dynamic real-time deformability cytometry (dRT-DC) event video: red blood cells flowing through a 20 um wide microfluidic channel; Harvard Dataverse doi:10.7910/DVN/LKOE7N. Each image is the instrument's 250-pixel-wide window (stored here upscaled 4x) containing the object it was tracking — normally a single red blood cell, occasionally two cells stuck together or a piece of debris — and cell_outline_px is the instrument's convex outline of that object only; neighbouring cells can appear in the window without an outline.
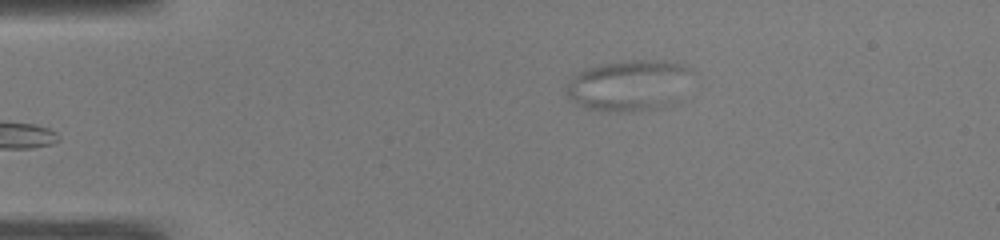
{"species": "common noctule bat (a hibernating species)", "species_latin": "Nyctalus noctula", "temperature_condition": "warm", "stored_images_in_passage": 43, "camera_frame_rate_fps": 3000, "um_per_image_px": 0.085, "animal": {"sex": "male", "body_mass_g": 19.0, "forearm_length_mm": 50.8}, "frame": {"image": 1, "passage_image": 1, "time_ms": 0.0, "image_size_px": [1000, 240], "cell_outline_px": [[692, 72], [652, 108], [624, 112], [608, 112], [584, 108], [568, 100], [564, 88], [576, 72], [584, 68], [600, 64], [624, 60], [664, 60], [680, 64], [688, 68]], "centroid_in_image_um": [53.11, 7.2], "position_along_channel_um": 31.9, "area_um2": 35.32}}
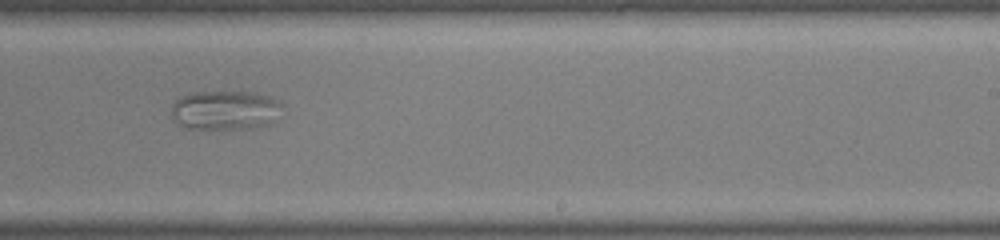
{"frame": {"image": 2, "passage_image": 24, "time_ms": 7.667, "image_size_px": [1000, 240], "cell_outline_px": [[284, 104], [272, 120], [264, 124], [252, 128], [188, 128], [176, 124], [172, 116], [172, 104], [180, 96], [192, 92], [256, 92], [268, 96]], "centroid_in_image_um": [19.08, 9.34], "position_along_channel_um": 269.9, "area_um2": 25.09}}
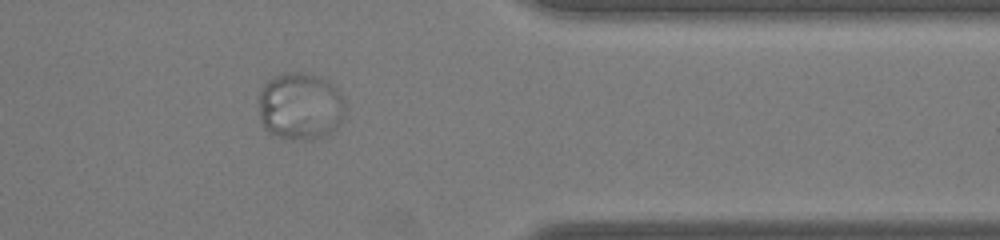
{"frame": {"image": 3, "passage_image": 34, "time_ms": 11.0, "image_size_px": [1000, 240], "cell_outline_px": [[344, 112], [336, 128], [328, 132], [304, 140], [284, 140], [268, 132], [264, 128], [260, 120], [260, 88], [272, 76], [284, 72], [312, 72], [328, 80], [344, 96]], "centroid_in_image_um": [25.5, 8.99], "position_along_channel_um": 385.9, "area_um2": 34.28}}